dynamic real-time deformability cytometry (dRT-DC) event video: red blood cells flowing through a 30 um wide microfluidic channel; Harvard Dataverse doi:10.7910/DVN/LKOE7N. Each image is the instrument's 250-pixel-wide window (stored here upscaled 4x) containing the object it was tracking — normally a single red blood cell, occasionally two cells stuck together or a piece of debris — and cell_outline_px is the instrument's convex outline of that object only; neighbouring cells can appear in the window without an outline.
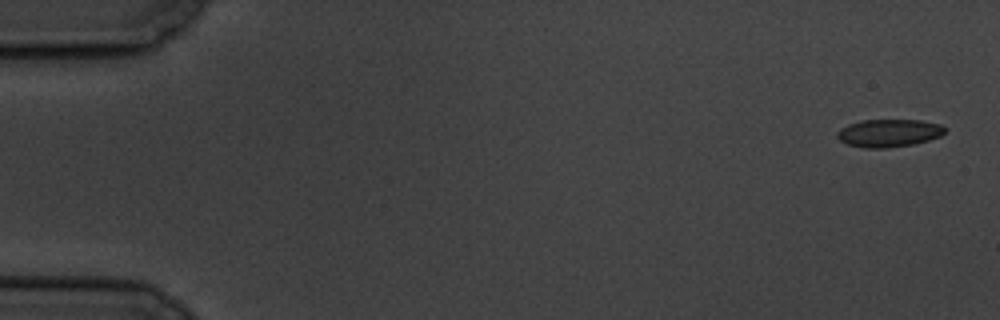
{"species": "common noctule bat (a hibernating species)", "species_latin": "Nyctalus noctula", "temperature_condition": "cold", "stored_images_in_passage": 4, "camera_frame_rate_fps": 3000, "um_per_image_px": 0.085, "animal": {"sex": "male", "body_mass_g": 19.5, "forearm_length_mm": 54.6}, "frame": {"image": 1, "passage_image": 1, "time_ms": 0.0, "image_size_px": [1000, 320], "cell_outline_px": [[948, 128], [940, 136], [928, 140], [912, 144], [888, 148], [864, 148], [848, 144], [840, 140], [836, 136], [836, 132], [840, 128], [848, 124], [860, 120], [920, 120], [940, 124]], "centroid_in_image_um": [75.53, 11.3], "position_along_channel_um": 9.5, "area_um2": 17.51}}